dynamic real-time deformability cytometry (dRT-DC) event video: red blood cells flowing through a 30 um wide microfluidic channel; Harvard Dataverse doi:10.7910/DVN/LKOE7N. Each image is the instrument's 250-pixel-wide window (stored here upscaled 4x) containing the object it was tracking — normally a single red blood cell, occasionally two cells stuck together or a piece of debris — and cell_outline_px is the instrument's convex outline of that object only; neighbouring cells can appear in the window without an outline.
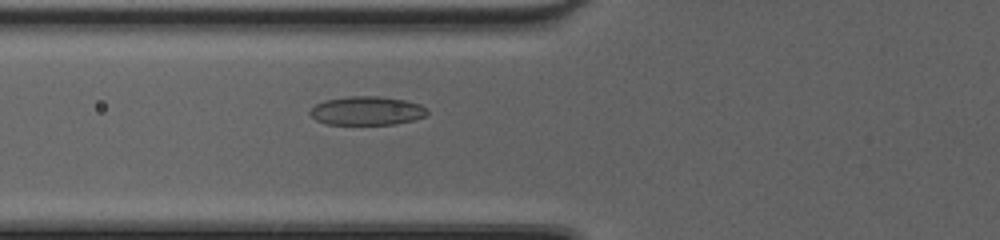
{"species": "common noctule bat (a hibernating species)", "species_latin": "Nyctalus noctula", "temperature_condition": "cold", "stored_images_in_passage": 44, "camera_frame_rate_fps": 3000, "um_per_image_px": 0.085, "animal": {"sex": "female", "body_mass_g": 20.0, "forearm_length_mm": 54.0}, "frame": {"image": 1, "passage_image": 15, "time_ms": 4.667, "image_size_px": [1000, 240], "cell_outline_px": [[428, 112], [424, 116], [412, 120], [396, 124], [324, 124], [316, 120], [308, 112], [316, 104], [324, 100], [348, 96], [380, 96], [404, 100], [420, 104], [428, 108]], "centroid_in_image_um": [31.17, 9.41], "position_along_channel_um": 94.6, "area_um2": 19.65}}
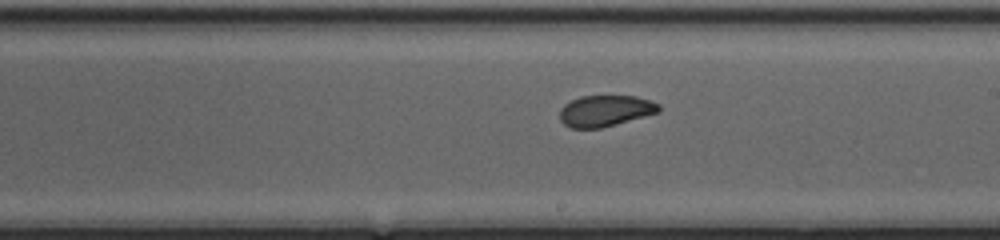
{"frame": {"image": 2, "passage_image": 25, "time_ms": 8.0, "image_size_px": [1000, 240], "cell_outline_px": [[660, 112], [616, 124], [600, 128], [572, 128], [564, 124], [560, 120], [560, 108], [564, 104], [580, 96], [636, 96], [660, 104]], "centroid_in_image_um": [51.44, 9.42], "position_along_channel_um": 237.6, "area_um2": 17.98}}
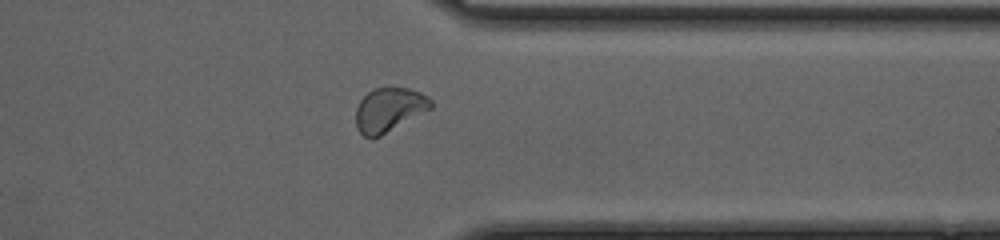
{"frame": {"image": 3, "passage_image": 35, "time_ms": 11.333, "image_size_px": [1000, 240], "cell_outline_px": [[432, 108], [380, 136], [372, 140], [364, 136], [356, 128], [356, 108], [360, 100], [372, 88], [388, 84], [408, 88], [420, 92], [428, 96], [432, 100]], "centroid_in_image_um": [33.06, 9.28], "position_along_channel_um": 378.3, "area_um2": 19.83}, "authors_computed_cell_mechanics": {"area_um2": 19.1318, "velocity_mm_per_s": 4.2803, "shape_relaxation_time_tau1_ms": 4.8274, "shape_relaxation_time_tau2_ms": 1.675, "deformation_change_tau1": 0.1252, "deformation_change_tau2": 0.0701}}